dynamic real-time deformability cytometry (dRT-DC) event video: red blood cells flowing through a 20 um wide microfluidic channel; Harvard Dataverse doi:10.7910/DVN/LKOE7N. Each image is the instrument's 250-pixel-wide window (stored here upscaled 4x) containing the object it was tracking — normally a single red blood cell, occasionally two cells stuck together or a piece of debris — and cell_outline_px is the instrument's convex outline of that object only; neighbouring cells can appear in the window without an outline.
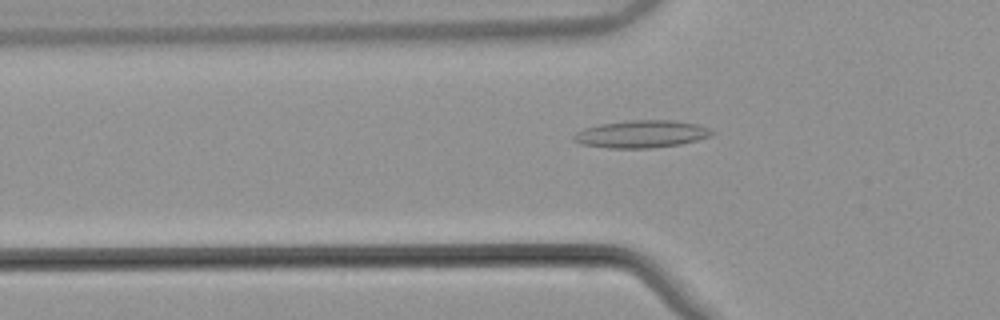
{"species": "common noctule bat (a hibernating species)", "species_latin": "Nyctalus noctula", "temperature_condition": "warm", "stored_images_in_passage": 53, "camera_frame_rate_fps": 3000, "um_per_image_px": 0.085, "animal": {"sex": "male", "body_mass_g": 21.5, "forearm_length_mm": 52.0}, "frame": {"image": 1, "passage_image": 18, "time_ms": 5.667, "image_size_px": [1000, 320], "cell_outline_px": [[716, 132], [712, 136], [680, 144], [648, 148], [608, 148], [580, 144], [572, 140], [572, 136], [576, 132], [584, 128], [600, 124], [632, 120], [672, 120], [696, 124], [708, 128]], "centroid_in_image_um": [54.5, 11.39], "position_along_channel_um": 71.3, "area_um2": 22.08}}
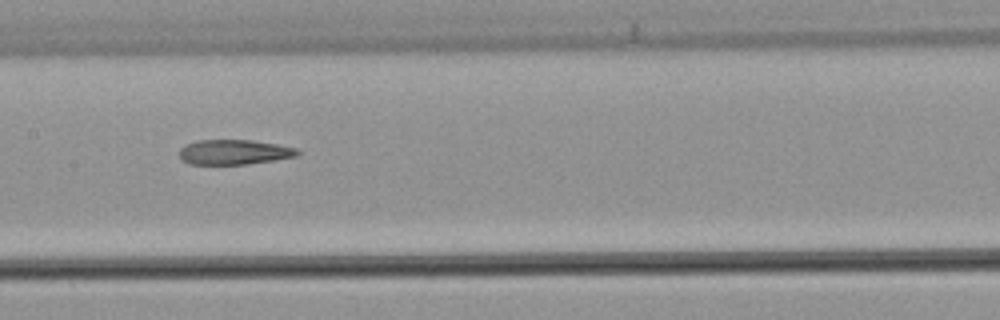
{"frame": {"image": 2, "passage_image": 27, "time_ms": 8.667, "image_size_px": [1000, 320], "cell_outline_px": [[300, 152], [296, 156], [248, 164], [188, 164], [180, 160], [180, 148], [196, 140], [252, 140], [276, 144], [296, 148]], "centroid_in_image_um": [19.86, 12.93], "position_along_channel_um": 187.5, "area_um2": 17.05}}
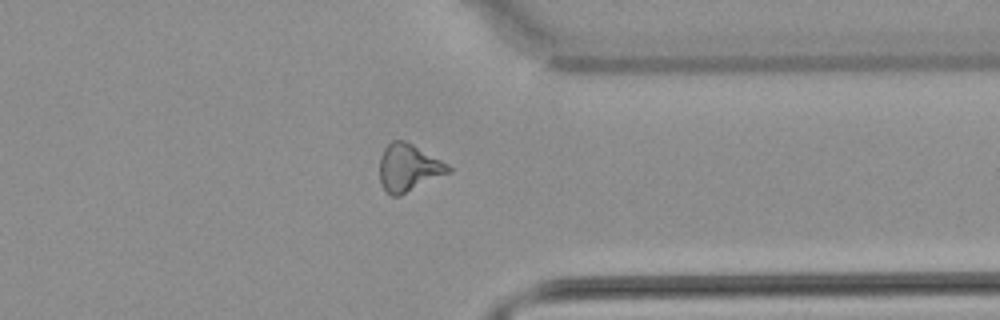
{"frame": {"image": 3, "passage_image": 42, "time_ms": 13.667, "image_size_px": [1000, 320], "cell_outline_px": [[452, 172], [400, 196], [392, 196], [384, 188], [380, 180], [380, 156], [384, 148], [392, 140], [404, 140], [412, 144], [448, 164], [452, 168]], "centroid_in_image_um": [34.74, 14.26], "position_along_channel_um": 376.7, "area_um2": 18.96}, "authors_computed_cell_mechanics": {"area_um2": 19.4208, "velocity_mm_per_s": 3.866, "shape_relaxation_time_tau1_ms": null, "shape_relaxation_time_tau2_ms": 4.8764, "deformation_change_tau1": null, "deformation_change_tau2": 0.1645}}